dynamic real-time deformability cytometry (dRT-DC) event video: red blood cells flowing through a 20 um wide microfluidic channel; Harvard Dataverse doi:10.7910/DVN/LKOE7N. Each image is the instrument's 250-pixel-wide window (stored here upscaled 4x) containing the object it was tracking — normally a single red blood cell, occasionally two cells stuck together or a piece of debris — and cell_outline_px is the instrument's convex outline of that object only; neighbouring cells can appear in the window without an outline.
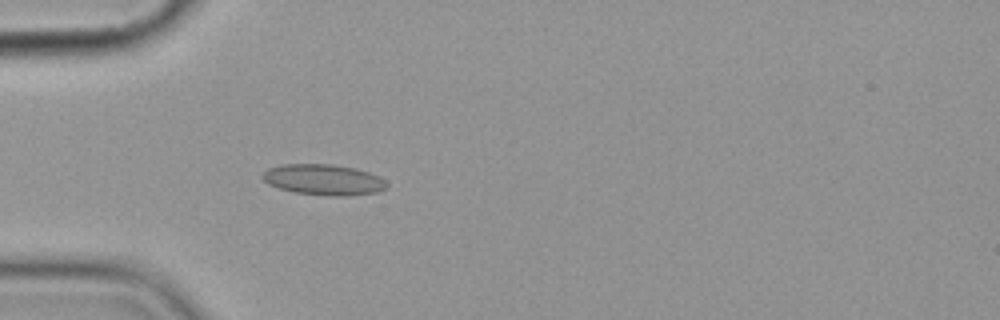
{"species": "common noctule bat (a hibernating species)", "species_latin": "Nyctalus noctula", "temperature_condition": "cold", "stored_images_in_passage": 5, "camera_frame_rate_fps": 3000, "um_per_image_px": 0.085, "animal": {"sex": "female", "body_mass_g": 19.9}, "frame": {"image": 1, "passage_image": 5, "time_ms": 5.333, "image_size_px": [1000, 320], "cell_outline_px": [[388, 188], [376, 192], [348, 196], [332, 196], [296, 192], [280, 188], [268, 184], [260, 176], [268, 168], [284, 164], [332, 164], [356, 168], [368, 172], [384, 180], [388, 184]], "centroid_in_image_um": [27.51, 15.27], "position_along_channel_um": 57.5, "area_um2": 22.2}}